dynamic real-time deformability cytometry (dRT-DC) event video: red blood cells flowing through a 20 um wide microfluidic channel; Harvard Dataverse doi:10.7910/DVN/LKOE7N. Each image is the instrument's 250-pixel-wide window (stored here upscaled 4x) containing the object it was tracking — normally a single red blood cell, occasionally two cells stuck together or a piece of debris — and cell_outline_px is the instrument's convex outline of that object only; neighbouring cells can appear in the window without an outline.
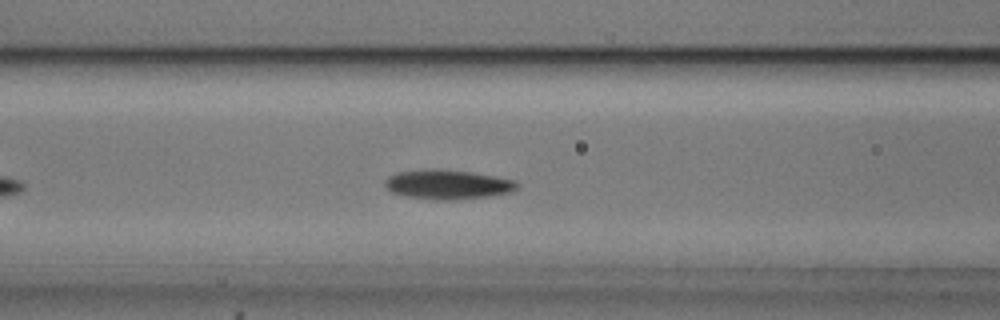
{"species": "common noctule bat (a hibernating species)", "species_latin": "Nyctalus noctula", "temperature_condition": "cold", "stored_images_in_passage": 33, "camera_frame_rate_fps": 3000, "um_per_image_px": 0.085, "animal": {"sex": "male", "body_mass_g": 20.5, "forearm_length_mm": 52.5}, "frame": {"image": 1, "passage_image": 12, "time_ms": 3.667, "image_size_px": [1000, 320], "cell_outline_px": [[520, 188], [508, 192], [488, 196], [452, 200], [432, 200], [404, 196], [392, 192], [384, 184], [384, 180], [388, 176], [396, 172], [432, 168], [436, 168], [472, 172], [496, 176], [516, 180], [520, 184]], "centroid_in_image_um": [38.05, 15.67], "position_along_channel_um": 128.6, "area_um2": 23.0}}
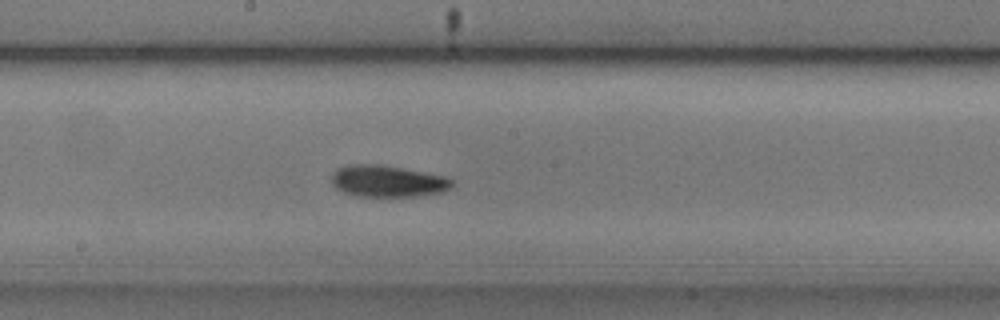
{"frame": {"image": 2, "passage_image": 19, "time_ms": 6.0, "image_size_px": [1000, 320], "cell_outline_px": [[456, 180], [444, 192], [416, 196], [356, 196], [344, 192], [336, 188], [332, 184], [332, 172], [336, 168], [348, 164], [384, 164], [444, 176]], "centroid_in_image_um": [32.93, 15.38], "position_along_channel_um": 215.3, "area_um2": 22.43}}
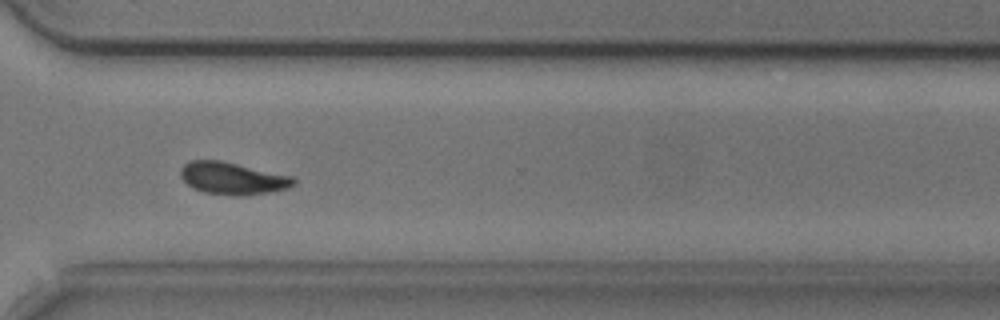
{"frame": {"image": 3, "passage_image": 30, "time_ms": 9.667, "image_size_px": [1000, 320], "cell_outline_px": [[296, 184], [288, 188], [268, 192], [244, 196], [240, 196], [204, 192], [192, 188], [180, 176], [180, 168], [184, 164], [192, 160], [220, 160], [292, 176], [296, 180]], "centroid_in_image_um": [19.76, 15.16], "position_along_channel_um": 350.8, "area_um2": 21.15}, "authors_computed_cell_mechanics": {"area_um2": 21.8484, "velocity_mm_per_s": 3.7167, "shape_relaxation_time_tau1_ms": 4.1956, "shape_relaxation_time_tau2_ms": 7.248, "deformation_change_tau1": 0.1229, "deformation_change_tau2": 0.1192}}